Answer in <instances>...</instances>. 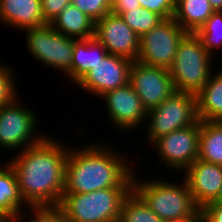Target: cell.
Listing matches in <instances>:
<instances>
[{"mask_svg":"<svg viewBox=\"0 0 222 222\" xmlns=\"http://www.w3.org/2000/svg\"><path fill=\"white\" fill-rule=\"evenodd\" d=\"M53 139L46 136L38 144L19 151L8 162L28 206L57 205L62 199L69 147Z\"/></svg>","mask_w":222,"mask_h":222,"instance_id":"cell-1","label":"cell"},{"mask_svg":"<svg viewBox=\"0 0 222 222\" xmlns=\"http://www.w3.org/2000/svg\"><path fill=\"white\" fill-rule=\"evenodd\" d=\"M97 144L69 149L63 193L81 194L109 187H133L136 170L114 148Z\"/></svg>","mask_w":222,"mask_h":222,"instance_id":"cell-2","label":"cell"},{"mask_svg":"<svg viewBox=\"0 0 222 222\" xmlns=\"http://www.w3.org/2000/svg\"><path fill=\"white\" fill-rule=\"evenodd\" d=\"M161 180L143 182L133 174V191L164 222H185L200 214L184 178L182 185Z\"/></svg>","mask_w":222,"mask_h":222,"instance_id":"cell-3","label":"cell"},{"mask_svg":"<svg viewBox=\"0 0 222 222\" xmlns=\"http://www.w3.org/2000/svg\"><path fill=\"white\" fill-rule=\"evenodd\" d=\"M133 187H109L90 193H63L59 203L68 222H118Z\"/></svg>","mask_w":222,"mask_h":222,"instance_id":"cell-4","label":"cell"},{"mask_svg":"<svg viewBox=\"0 0 222 222\" xmlns=\"http://www.w3.org/2000/svg\"><path fill=\"white\" fill-rule=\"evenodd\" d=\"M213 59L196 33H187L179 42L169 68L175 91L196 95L213 73Z\"/></svg>","mask_w":222,"mask_h":222,"instance_id":"cell-5","label":"cell"},{"mask_svg":"<svg viewBox=\"0 0 222 222\" xmlns=\"http://www.w3.org/2000/svg\"><path fill=\"white\" fill-rule=\"evenodd\" d=\"M147 143L175 130L195 124L197 117L196 95L175 91L160 105L148 110L146 121Z\"/></svg>","mask_w":222,"mask_h":222,"instance_id":"cell-6","label":"cell"},{"mask_svg":"<svg viewBox=\"0 0 222 222\" xmlns=\"http://www.w3.org/2000/svg\"><path fill=\"white\" fill-rule=\"evenodd\" d=\"M26 46L30 54L42 64L67 74L71 70L76 39L55 31L51 24L25 29Z\"/></svg>","mask_w":222,"mask_h":222,"instance_id":"cell-7","label":"cell"},{"mask_svg":"<svg viewBox=\"0 0 222 222\" xmlns=\"http://www.w3.org/2000/svg\"><path fill=\"white\" fill-rule=\"evenodd\" d=\"M17 98L0 109V149L22 151L38 144L46 137L45 134L43 136L39 133L38 136L34 133L38 117L33 110L23 108Z\"/></svg>","mask_w":222,"mask_h":222,"instance_id":"cell-8","label":"cell"},{"mask_svg":"<svg viewBox=\"0 0 222 222\" xmlns=\"http://www.w3.org/2000/svg\"><path fill=\"white\" fill-rule=\"evenodd\" d=\"M186 34L174 18L164 19L140 36L137 61L169 69L174 62L179 42Z\"/></svg>","mask_w":222,"mask_h":222,"instance_id":"cell-9","label":"cell"},{"mask_svg":"<svg viewBox=\"0 0 222 222\" xmlns=\"http://www.w3.org/2000/svg\"><path fill=\"white\" fill-rule=\"evenodd\" d=\"M199 139L200 120L158 138L152 145L169 169L184 171L198 158Z\"/></svg>","mask_w":222,"mask_h":222,"instance_id":"cell-10","label":"cell"},{"mask_svg":"<svg viewBox=\"0 0 222 222\" xmlns=\"http://www.w3.org/2000/svg\"><path fill=\"white\" fill-rule=\"evenodd\" d=\"M129 84L138 94L146 110L160 105L175 92L169 69L132 61Z\"/></svg>","mask_w":222,"mask_h":222,"instance_id":"cell-11","label":"cell"},{"mask_svg":"<svg viewBox=\"0 0 222 222\" xmlns=\"http://www.w3.org/2000/svg\"><path fill=\"white\" fill-rule=\"evenodd\" d=\"M94 38L102 44L108 54L137 61L140 37L112 12L95 22Z\"/></svg>","mask_w":222,"mask_h":222,"instance_id":"cell-12","label":"cell"},{"mask_svg":"<svg viewBox=\"0 0 222 222\" xmlns=\"http://www.w3.org/2000/svg\"><path fill=\"white\" fill-rule=\"evenodd\" d=\"M132 61L128 58L107 54L99 61L76 86L91 95L101 97L105 93L129 83Z\"/></svg>","mask_w":222,"mask_h":222,"instance_id":"cell-13","label":"cell"},{"mask_svg":"<svg viewBox=\"0 0 222 222\" xmlns=\"http://www.w3.org/2000/svg\"><path fill=\"white\" fill-rule=\"evenodd\" d=\"M107 106L109 119L117 129L132 131L146 122L148 111L143 106L138 94L128 83L101 96ZM124 129V130H123Z\"/></svg>","mask_w":222,"mask_h":222,"instance_id":"cell-14","label":"cell"},{"mask_svg":"<svg viewBox=\"0 0 222 222\" xmlns=\"http://www.w3.org/2000/svg\"><path fill=\"white\" fill-rule=\"evenodd\" d=\"M184 172V179L200 208L218 198L222 187V165L197 158Z\"/></svg>","mask_w":222,"mask_h":222,"instance_id":"cell-15","label":"cell"},{"mask_svg":"<svg viewBox=\"0 0 222 222\" xmlns=\"http://www.w3.org/2000/svg\"><path fill=\"white\" fill-rule=\"evenodd\" d=\"M23 31L47 24L41 0H0V23Z\"/></svg>","mask_w":222,"mask_h":222,"instance_id":"cell-16","label":"cell"},{"mask_svg":"<svg viewBox=\"0 0 222 222\" xmlns=\"http://www.w3.org/2000/svg\"><path fill=\"white\" fill-rule=\"evenodd\" d=\"M6 163L0 167V215L6 221L20 222L23 218H28L22 208L28 205L20 194L15 171L8 162Z\"/></svg>","mask_w":222,"mask_h":222,"instance_id":"cell-17","label":"cell"},{"mask_svg":"<svg viewBox=\"0 0 222 222\" xmlns=\"http://www.w3.org/2000/svg\"><path fill=\"white\" fill-rule=\"evenodd\" d=\"M107 54L106 49L94 37L75 40L71 70L66 76L76 85Z\"/></svg>","mask_w":222,"mask_h":222,"instance_id":"cell-18","label":"cell"},{"mask_svg":"<svg viewBox=\"0 0 222 222\" xmlns=\"http://www.w3.org/2000/svg\"><path fill=\"white\" fill-rule=\"evenodd\" d=\"M215 73L196 94L197 117L200 121H222V70Z\"/></svg>","mask_w":222,"mask_h":222,"instance_id":"cell-19","label":"cell"},{"mask_svg":"<svg viewBox=\"0 0 222 222\" xmlns=\"http://www.w3.org/2000/svg\"><path fill=\"white\" fill-rule=\"evenodd\" d=\"M50 24L55 31L76 40L94 37L95 22L72 4Z\"/></svg>","mask_w":222,"mask_h":222,"instance_id":"cell-20","label":"cell"},{"mask_svg":"<svg viewBox=\"0 0 222 222\" xmlns=\"http://www.w3.org/2000/svg\"><path fill=\"white\" fill-rule=\"evenodd\" d=\"M214 12L208 0H178L173 18L187 33H196Z\"/></svg>","mask_w":222,"mask_h":222,"instance_id":"cell-21","label":"cell"},{"mask_svg":"<svg viewBox=\"0 0 222 222\" xmlns=\"http://www.w3.org/2000/svg\"><path fill=\"white\" fill-rule=\"evenodd\" d=\"M198 159L222 165V121H200Z\"/></svg>","mask_w":222,"mask_h":222,"instance_id":"cell-22","label":"cell"},{"mask_svg":"<svg viewBox=\"0 0 222 222\" xmlns=\"http://www.w3.org/2000/svg\"><path fill=\"white\" fill-rule=\"evenodd\" d=\"M118 222H164L132 190L122 203Z\"/></svg>","mask_w":222,"mask_h":222,"instance_id":"cell-23","label":"cell"},{"mask_svg":"<svg viewBox=\"0 0 222 222\" xmlns=\"http://www.w3.org/2000/svg\"><path fill=\"white\" fill-rule=\"evenodd\" d=\"M120 17L139 37L164 20L157 13L143 7L129 9V11L123 12Z\"/></svg>","mask_w":222,"mask_h":222,"instance_id":"cell-24","label":"cell"},{"mask_svg":"<svg viewBox=\"0 0 222 222\" xmlns=\"http://www.w3.org/2000/svg\"><path fill=\"white\" fill-rule=\"evenodd\" d=\"M208 53L213 56L215 49L222 48V11H215L196 32Z\"/></svg>","mask_w":222,"mask_h":222,"instance_id":"cell-25","label":"cell"},{"mask_svg":"<svg viewBox=\"0 0 222 222\" xmlns=\"http://www.w3.org/2000/svg\"><path fill=\"white\" fill-rule=\"evenodd\" d=\"M31 214L28 222H68L59 204L57 205H30ZM33 214V217H32Z\"/></svg>","mask_w":222,"mask_h":222,"instance_id":"cell-26","label":"cell"},{"mask_svg":"<svg viewBox=\"0 0 222 222\" xmlns=\"http://www.w3.org/2000/svg\"><path fill=\"white\" fill-rule=\"evenodd\" d=\"M71 4L85 13L94 22L102 19L112 9L108 0H71Z\"/></svg>","mask_w":222,"mask_h":222,"instance_id":"cell-27","label":"cell"},{"mask_svg":"<svg viewBox=\"0 0 222 222\" xmlns=\"http://www.w3.org/2000/svg\"><path fill=\"white\" fill-rule=\"evenodd\" d=\"M12 69L0 63V109L3 105L11 103L18 95L15 87V78Z\"/></svg>","mask_w":222,"mask_h":222,"instance_id":"cell-28","label":"cell"},{"mask_svg":"<svg viewBox=\"0 0 222 222\" xmlns=\"http://www.w3.org/2000/svg\"><path fill=\"white\" fill-rule=\"evenodd\" d=\"M141 7L153 11L163 19L174 17L175 5L170 0H138Z\"/></svg>","mask_w":222,"mask_h":222,"instance_id":"cell-29","label":"cell"},{"mask_svg":"<svg viewBox=\"0 0 222 222\" xmlns=\"http://www.w3.org/2000/svg\"><path fill=\"white\" fill-rule=\"evenodd\" d=\"M44 21L50 24L71 4V0H41Z\"/></svg>","mask_w":222,"mask_h":222,"instance_id":"cell-30","label":"cell"},{"mask_svg":"<svg viewBox=\"0 0 222 222\" xmlns=\"http://www.w3.org/2000/svg\"><path fill=\"white\" fill-rule=\"evenodd\" d=\"M200 213L205 222H222V203L218 201L209 202L201 208Z\"/></svg>","mask_w":222,"mask_h":222,"instance_id":"cell-31","label":"cell"},{"mask_svg":"<svg viewBox=\"0 0 222 222\" xmlns=\"http://www.w3.org/2000/svg\"><path fill=\"white\" fill-rule=\"evenodd\" d=\"M139 7H141V5L138 0H117L112 5L111 12L120 16L123 12L129 11V9H137Z\"/></svg>","mask_w":222,"mask_h":222,"instance_id":"cell-32","label":"cell"},{"mask_svg":"<svg viewBox=\"0 0 222 222\" xmlns=\"http://www.w3.org/2000/svg\"><path fill=\"white\" fill-rule=\"evenodd\" d=\"M214 11H222V0H208Z\"/></svg>","mask_w":222,"mask_h":222,"instance_id":"cell-33","label":"cell"},{"mask_svg":"<svg viewBox=\"0 0 222 222\" xmlns=\"http://www.w3.org/2000/svg\"><path fill=\"white\" fill-rule=\"evenodd\" d=\"M185 222H205V219H204L203 215L200 213L195 218L190 219V220L185 221Z\"/></svg>","mask_w":222,"mask_h":222,"instance_id":"cell-34","label":"cell"},{"mask_svg":"<svg viewBox=\"0 0 222 222\" xmlns=\"http://www.w3.org/2000/svg\"><path fill=\"white\" fill-rule=\"evenodd\" d=\"M215 201H218V202L222 203V187L220 189L219 196H218V198Z\"/></svg>","mask_w":222,"mask_h":222,"instance_id":"cell-35","label":"cell"},{"mask_svg":"<svg viewBox=\"0 0 222 222\" xmlns=\"http://www.w3.org/2000/svg\"><path fill=\"white\" fill-rule=\"evenodd\" d=\"M117 0H108L109 4L112 6Z\"/></svg>","mask_w":222,"mask_h":222,"instance_id":"cell-36","label":"cell"},{"mask_svg":"<svg viewBox=\"0 0 222 222\" xmlns=\"http://www.w3.org/2000/svg\"><path fill=\"white\" fill-rule=\"evenodd\" d=\"M175 6L178 3V0H170Z\"/></svg>","mask_w":222,"mask_h":222,"instance_id":"cell-37","label":"cell"},{"mask_svg":"<svg viewBox=\"0 0 222 222\" xmlns=\"http://www.w3.org/2000/svg\"><path fill=\"white\" fill-rule=\"evenodd\" d=\"M6 220L0 215V222H5Z\"/></svg>","mask_w":222,"mask_h":222,"instance_id":"cell-38","label":"cell"}]
</instances>
